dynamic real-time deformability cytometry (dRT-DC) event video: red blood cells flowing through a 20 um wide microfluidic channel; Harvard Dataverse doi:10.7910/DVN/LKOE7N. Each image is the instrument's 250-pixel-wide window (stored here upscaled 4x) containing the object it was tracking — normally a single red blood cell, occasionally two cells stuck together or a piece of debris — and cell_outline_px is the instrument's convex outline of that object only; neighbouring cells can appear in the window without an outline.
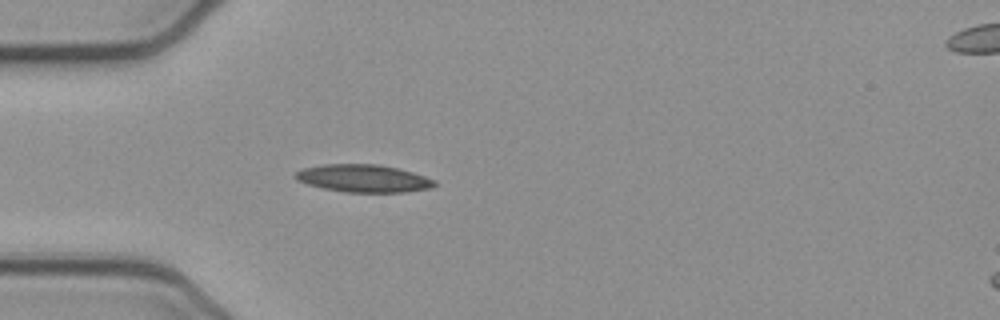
{"species": "common noctule bat (a hibernating species)", "species_latin": "Nyctalus noctula", "temperature_condition": "cold", "stored_images_in_passage": 37, "camera_frame_rate_fps": 3000, "um_per_image_px": 0.085, "animal": {"sex": "female", "body_mass_g": 21.9}, "frame": {"image": 1, "passage_image": 7, "time_ms": 2.0, "image_size_px": [1000, 320], "cell_outline_px": [[436, 184], [432, 188], [404, 192], [344, 192], [324, 188], [308, 184], [296, 180], [292, 176], [300, 168], [324, 164], [380, 164], [412, 172], [436, 180]], "centroid_in_image_um": [30.86, 15.16], "position_along_channel_um": 54.1, "area_um2": 22.48}}
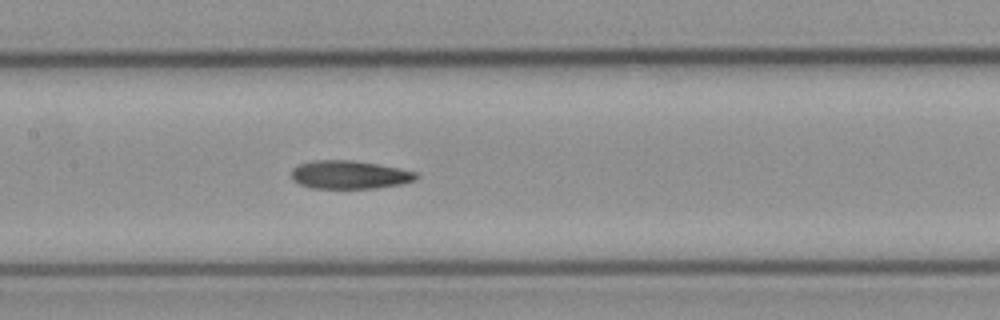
{"frame": {"image": 2, "passage_image": 17, "time_ms": 5.333, "image_size_px": [1000, 320], "cell_outline_px": [[420, 176], [416, 180], [400, 184], [376, 188], [312, 188], [300, 184], [292, 180], [292, 168], [300, 164], [312, 160], [352, 160], [380, 164], [400, 168], [416, 172]], "centroid_in_image_um": [29.73, 14.84], "position_along_channel_um": 177.7, "area_um2": 20.69}}
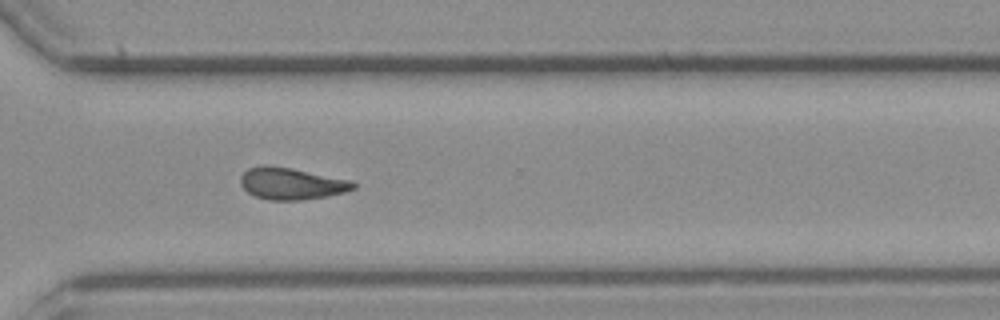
{"frame": {"image": 3, "passage_image": 30, "time_ms": 9.667, "image_size_px": [1000, 320], "cell_outline_px": [[356, 188], [344, 192], [324, 196], [300, 200], [268, 200], [256, 196], [248, 192], [240, 184], [240, 176], [248, 168], [260, 164], [268, 164], [292, 168], [352, 180], [356, 184]], "centroid_in_image_um": [24.75, 15.58], "position_along_channel_um": 345.9, "area_um2": 21.04}, "authors_computed_cell_mechanics": {"area_um2": 20.8658, "velocity_mm_per_s": 3.8942, "shape_relaxation_time_tau1_ms": 7.9649, "shape_relaxation_time_tau2_ms": 6.3477, "deformation_change_tau1": 0.1843, "deformation_change_tau2": 0.1394}}